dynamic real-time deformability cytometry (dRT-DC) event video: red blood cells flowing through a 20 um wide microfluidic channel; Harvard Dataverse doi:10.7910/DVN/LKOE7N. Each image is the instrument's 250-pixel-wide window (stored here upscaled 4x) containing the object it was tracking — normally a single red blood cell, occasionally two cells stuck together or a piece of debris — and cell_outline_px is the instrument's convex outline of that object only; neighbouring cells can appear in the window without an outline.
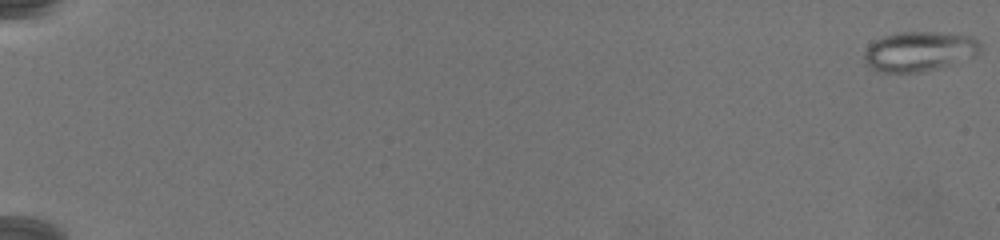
{"species": "common noctule bat (a hibernating species)", "species_latin": "Nyctalus noctula", "temperature_condition": "warm", "stored_images_in_passage": 81, "camera_frame_rate_fps": 3000, "um_per_image_px": 0.085, "animal": {"sex": "female", "body_mass_g": 19.5, "forearm_length_mm": 54.1}, "frame": {"image": 1, "passage_image": 1, "time_ms": 0.0, "image_size_px": [1000, 240], "cell_outline_px": [[984, 48], [976, 56], [936, 68], [920, 72], [880, 72], [868, 68], [864, 64], [864, 52], [876, 40], [884, 36], [896, 32], [940, 32], [972, 36], [980, 40]], "centroid_in_image_um": [78.17, 4.36], "position_along_channel_um": 6.8, "area_um2": 27.17}}
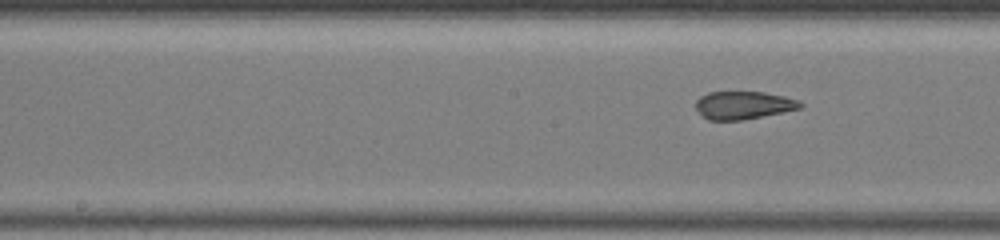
{"frame": {"image": 2, "passage_image": 45, "time_ms": 14.667, "image_size_px": [1000, 240], "cell_outline_px": [[804, 104], [800, 108], [784, 112], [744, 120], [708, 120], [700, 116], [696, 108], [696, 100], [700, 96], [708, 92], [764, 92], [784, 96], [800, 100]], "centroid_in_image_um": [63.18, 8.95], "position_along_channel_um": 185.0, "area_um2": 17.22}}
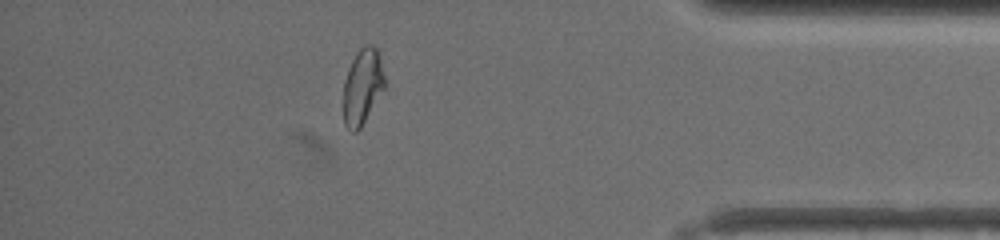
{"frame": {"image": 3, "passage_image": 72, "time_ms": 23.667, "image_size_px": [1000, 240], "cell_outline_px": [[384, 88], [360, 128], [356, 132], [352, 132], [344, 124], [344, 80], [348, 68], [356, 52], [364, 44], [372, 44], [376, 48], [380, 56], [384, 76]], "centroid_in_image_um": [30.8, 7.32], "position_along_channel_um": 404.4, "area_um2": 18.03}}